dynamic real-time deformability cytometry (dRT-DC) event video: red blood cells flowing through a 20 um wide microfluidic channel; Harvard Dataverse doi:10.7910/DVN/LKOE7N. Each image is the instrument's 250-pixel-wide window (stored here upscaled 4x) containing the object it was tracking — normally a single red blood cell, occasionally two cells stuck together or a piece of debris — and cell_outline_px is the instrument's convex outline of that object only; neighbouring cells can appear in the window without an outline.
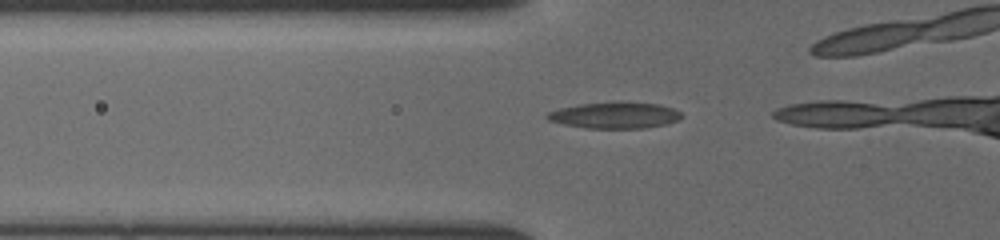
{"species": "common noctule bat (a hibernating species)", "species_latin": "Nyctalus noctula", "temperature_condition": "cold", "stored_images_in_passage": 12, "camera_frame_rate_fps": 3000, "um_per_image_px": 0.085, "animal": {"sex": "female", "body_mass_g": 19.5, "forearm_length_mm": 54.1}, "frame": {"image": 1, "passage_image": 10, "time_ms": 3.0, "image_size_px": [1000, 240], "cell_outline_px": [[684, 116], [680, 120], [664, 124], [644, 128], [588, 128], [564, 124], [548, 120], [544, 116], [548, 112], [560, 108], [580, 104], [660, 104], [672, 108], [680, 112]], "centroid_in_image_um": [52.26, 9.83], "position_along_channel_um": 73.5, "area_um2": 19.77}}